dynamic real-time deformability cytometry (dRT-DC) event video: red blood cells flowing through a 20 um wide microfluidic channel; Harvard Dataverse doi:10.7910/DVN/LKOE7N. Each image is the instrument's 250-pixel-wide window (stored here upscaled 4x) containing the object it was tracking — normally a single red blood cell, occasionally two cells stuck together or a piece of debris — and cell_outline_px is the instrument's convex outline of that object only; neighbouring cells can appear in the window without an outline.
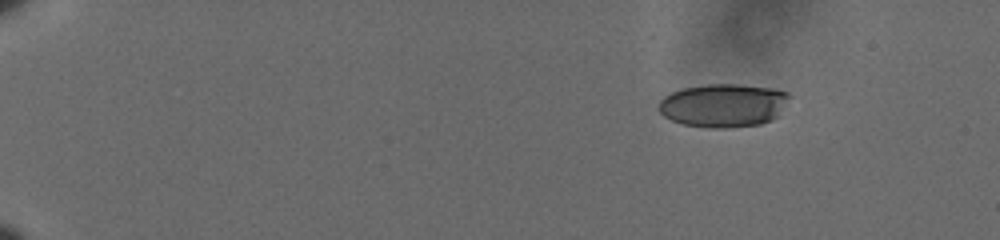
{"species": "human", "species_latin": "Homo sapiens", "temperature_condition": "cold", "stored_images_in_passage": 52, "camera_frame_rate_fps": 3000, "um_per_image_px": 0.085, "donor": {"sex": "male"}, "frame": {"image": 1, "passage_image": 1, "time_ms": 0.0, "image_size_px": [1000, 240], "cell_outline_px": [[788, 96], [776, 116], [772, 120], [760, 124], [724, 128], [708, 128], [684, 124], [672, 120], [664, 116], [656, 108], [656, 104], [664, 96], [680, 88], [708, 84], [740, 84], [768, 88], [788, 92]], "centroid_in_image_um": [61.39, 8.95], "position_along_channel_um": 23.6, "area_um2": 32.83}}
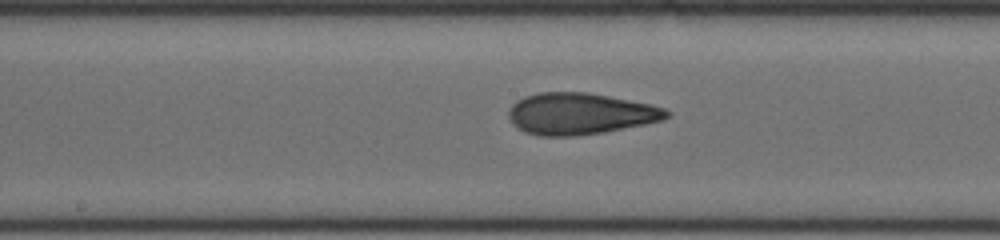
{"frame": {"image": 2, "passage_image": 27, "time_ms": 8.667, "image_size_px": [1000, 240], "cell_outline_px": [[672, 112], [664, 120], [604, 132], [576, 136], [540, 136], [524, 132], [512, 124], [508, 116], [508, 112], [512, 104], [516, 100], [524, 96], [540, 92], [588, 92], [652, 104], [664, 108]], "centroid_in_image_um": [49.3, 9.66], "position_along_channel_um": 198.9, "area_um2": 38.49}}
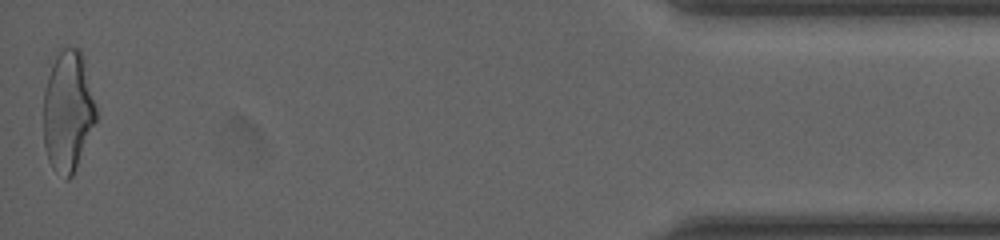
{"frame": {"image": 3, "passage_image": 52, "time_ms": 17.0, "image_size_px": [1000, 240], "cell_outline_px": [[96, 120], [72, 176], [68, 180], [64, 180], [52, 168], [48, 160], [44, 148], [44, 88], [52, 64], [56, 56], [64, 48], [80, 48], [84, 56], [96, 108]], "centroid_in_image_um": [5.76, 9.47], "position_along_channel_um": 429.4, "area_um2": 36.99}, "authors_computed_cell_mechanics": {"area_um2": 36.2984, "velocity_mm_per_s": 3.6283, "shape_relaxation_time_tau1_ms": 5.9627, "shape_relaxation_time_tau2_ms": 1.8944, "deformation_change_tau1": 0.1818, "deformation_change_tau2": 0.0955}}